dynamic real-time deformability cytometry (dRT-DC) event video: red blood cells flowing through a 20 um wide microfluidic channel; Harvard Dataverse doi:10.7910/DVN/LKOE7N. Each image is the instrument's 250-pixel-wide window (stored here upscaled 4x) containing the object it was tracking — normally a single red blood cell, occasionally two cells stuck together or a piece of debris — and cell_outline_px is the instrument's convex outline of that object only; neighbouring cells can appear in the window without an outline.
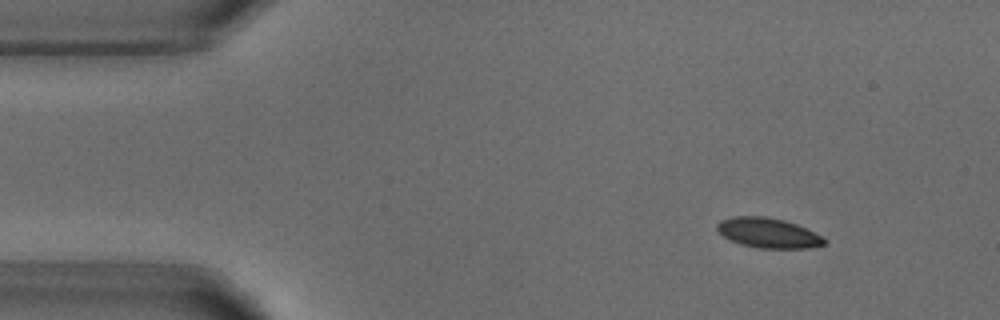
{"species": "common noctule bat (a hibernating species)", "species_latin": "Nyctalus noctula", "temperature_condition": "warm", "stored_images_in_passage": 3, "camera_frame_rate_fps": 3000, "um_per_image_px": 0.085, "animal": {"sex": "male", "body_mass_g": 18.8}, "frame": {"image": 1, "passage_image": 1, "time_ms": 0.0, "image_size_px": [1000, 320], "cell_outline_px": [[824, 244], [808, 248], [760, 248], [740, 244], [724, 236], [716, 228], [716, 224], [720, 220], [732, 216], [764, 216], [784, 220], [796, 224], [820, 236], [824, 240]], "centroid_in_image_um": [65.23, 19.78], "position_along_channel_um": 19.8, "area_um2": 18.38}}